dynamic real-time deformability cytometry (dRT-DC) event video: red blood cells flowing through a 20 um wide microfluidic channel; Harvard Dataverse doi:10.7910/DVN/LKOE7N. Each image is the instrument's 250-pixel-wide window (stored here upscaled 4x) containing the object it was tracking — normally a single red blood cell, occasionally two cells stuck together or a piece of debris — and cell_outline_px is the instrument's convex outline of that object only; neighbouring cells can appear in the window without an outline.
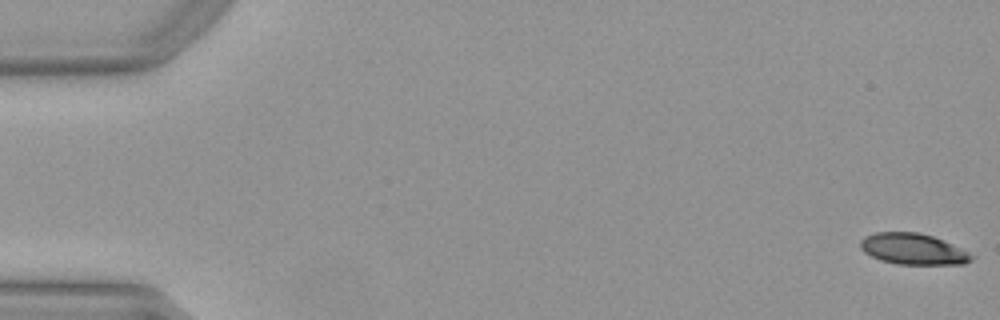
{"species": "Egyptian fruit bat (a non-hibernating species)", "species_latin": "Rousettus aegyptiacus", "temperature_condition": "warm", "stored_images_in_passage": 15, "camera_frame_rate_fps": 3000, "um_per_image_px": 0.085, "animal": {"sex": "female"}, "frame": {"image": 1, "passage_image": 1, "time_ms": 0.0, "image_size_px": [1000, 320], "cell_outline_px": [[972, 260], [964, 264], [896, 264], [880, 260], [864, 252], [860, 248], [860, 240], [864, 236], [876, 232], [916, 232], [932, 236], [968, 252], [972, 256]], "centroid_in_image_um": [77.55, 21.17], "position_along_channel_um": 7.5, "area_um2": 19.88}}
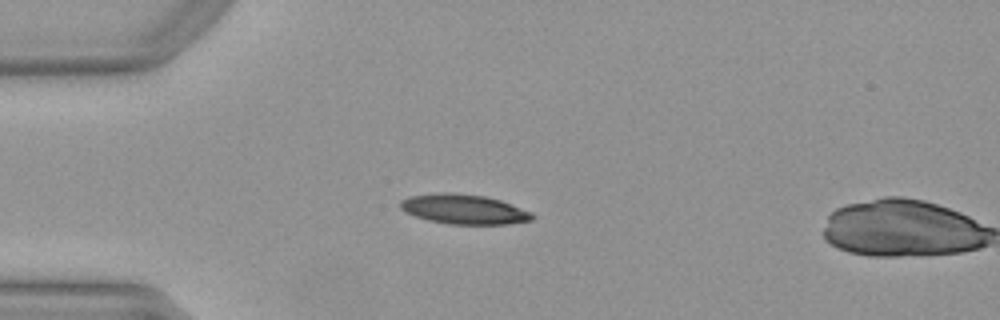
{"frame": {"image": 2, "passage_image": 14, "time_ms": 4.333, "image_size_px": [1000, 320], "cell_outline_px": [[536, 216], [532, 220], [508, 224], [448, 224], [428, 220], [404, 212], [400, 208], [400, 200], [408, 196], [440, 192], [452, 192], [484, 196], [500, 200], [512, 204], [532, 212]], "centroid_in_image_um": [39.43, 17.78], "position_along_channel_um": 45.6, "area_um2": 23.06}}